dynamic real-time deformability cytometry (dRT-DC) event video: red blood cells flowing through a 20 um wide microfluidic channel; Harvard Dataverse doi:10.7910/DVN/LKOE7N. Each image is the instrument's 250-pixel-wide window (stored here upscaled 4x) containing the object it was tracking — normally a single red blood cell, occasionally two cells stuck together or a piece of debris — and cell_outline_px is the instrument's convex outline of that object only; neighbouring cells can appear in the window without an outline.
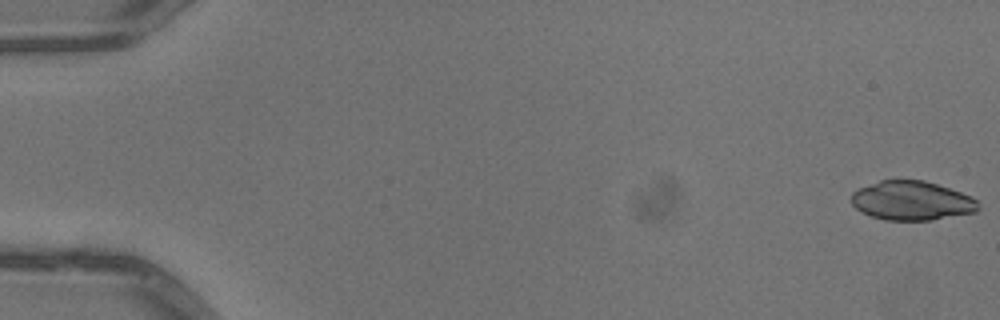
{"species": "common noctule bat (a hibernating species)", "species_latin": "Nyctalus noctula", "temperature_condition": "warm", "stored_images_in_passage": 51, "camera_frame_rate_fps": 3000, "um_per_image_px": 0.085, "animal": {"sex": "male", "body_mass_g": 13.3}, "frame": {"image": 1, "passage_image": 1, "time_ms": 0.0, "image_size_px": [1000, 320], "cell_outline_px": [[980, 208], [976, 212], [932, 220], [884, 220], [872, 216], [856, 208], [852, 204], [852, 192], [860, 188], [880, 180], [924, 180], [972, 196], [976, 200]], "centroid_in_image_um": [77.52, 17.06], "position_along_channel_um": 7.5, "area_um2": 28.78}}